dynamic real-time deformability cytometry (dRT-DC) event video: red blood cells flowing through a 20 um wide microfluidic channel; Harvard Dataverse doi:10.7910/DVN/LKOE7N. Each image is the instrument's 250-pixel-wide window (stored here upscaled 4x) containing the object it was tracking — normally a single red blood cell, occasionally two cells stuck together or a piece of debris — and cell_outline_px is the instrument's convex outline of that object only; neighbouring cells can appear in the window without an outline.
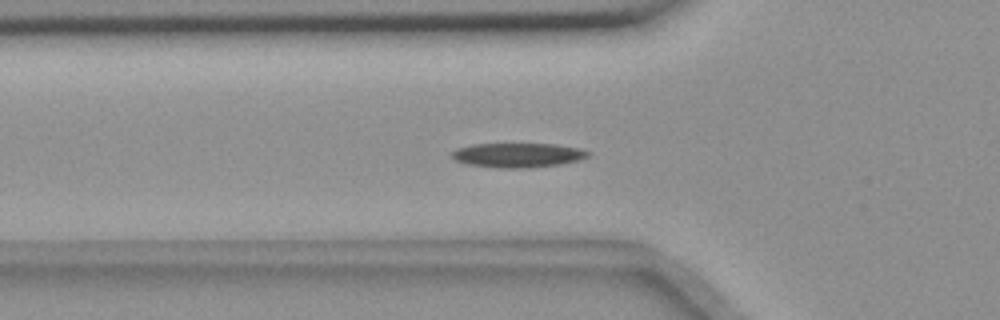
{"species": "common noctule bat (a hibernating species)", "species_latin": "Nyctalus noctula", "temperature_condition": "room temperature", "stored_images_in_passage": 42, "camera_frame_rate_fps": 3000, "um_per_image_px": 0.085, "animal": {"sex": "female", "body_mass_g": 18.4}, "frame": {"image": 1, "passage_image": 18, "time_ms": 5.667, "image_size_px": [1000, 320], "cell_outline_px": [[592, 152], [588, 156], [576, 160], [560, 164], [528, 168], [504, 168], [468, 164], [456, 160], [452, 156], [452, 152], [456, 148], [472, 144], [556, 144], [580, 148]], "centroid_in_image_um": [44.03, 13.18], "position_along_channel_um": 81.8, "area_um2": 19.25}}
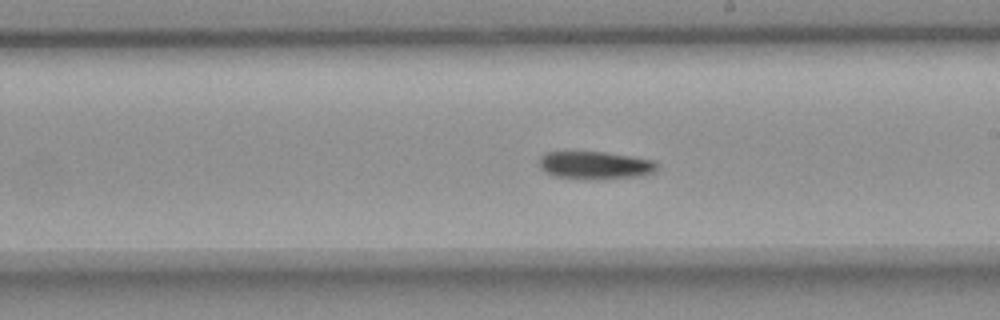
{"frame": {"image": 2, "passage_image": 31, "time_ms": 10.0, "image_size_px": [1000, 320], "cell_outline_px": [[660, 168], [652, 172], [640, 176], [596, 180], [552, 176], [544, 172], [540, 168], [540, 156], [544, 152], [604, 152], [632, 156], [656, 160]], "centroid_in_image_um": [50.61, 14.05], "position_along_channel_um": 238.4, "area_um2": 19.42}}
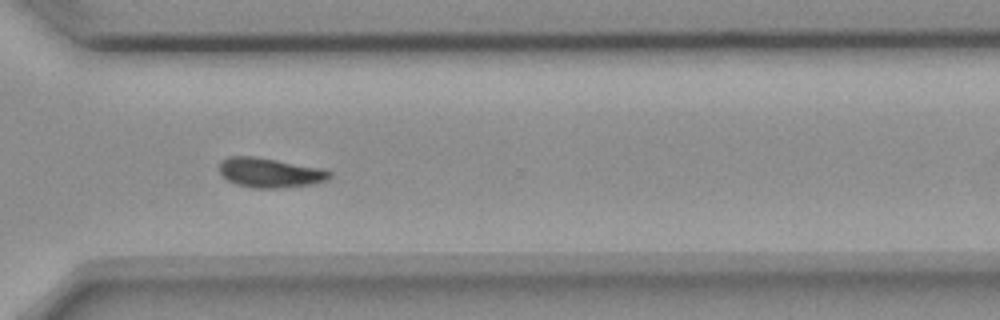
{"frame": {"image": 3, "passage_image": 40, "time_ms": 13.0, "image_size_px": [1000, 320], "cell_outline_px": [[332, 176], [328, 180], [312, 184], [280, 188], [252, 188], [236, 184], [228, 180], [220, 172], [220, 160], [228, 156], [256, 156], [320, 168], [332, 172]], "centroid_in_image_um": [22.94, 14.67], "position_along_channel_um": 347.7, "area_um2": 19.07}, "authors_computed_cell_mechanics": {"area_um2": 19.074, "velocity_mm_per_s": 3.6238, "shape_relaxation_time_tau1_ms": 4.2197, "shape_relaxation_time_tau2_ms": null, "deformation_change_tau1": 0.1174, "deformation_change_tau2": null}}